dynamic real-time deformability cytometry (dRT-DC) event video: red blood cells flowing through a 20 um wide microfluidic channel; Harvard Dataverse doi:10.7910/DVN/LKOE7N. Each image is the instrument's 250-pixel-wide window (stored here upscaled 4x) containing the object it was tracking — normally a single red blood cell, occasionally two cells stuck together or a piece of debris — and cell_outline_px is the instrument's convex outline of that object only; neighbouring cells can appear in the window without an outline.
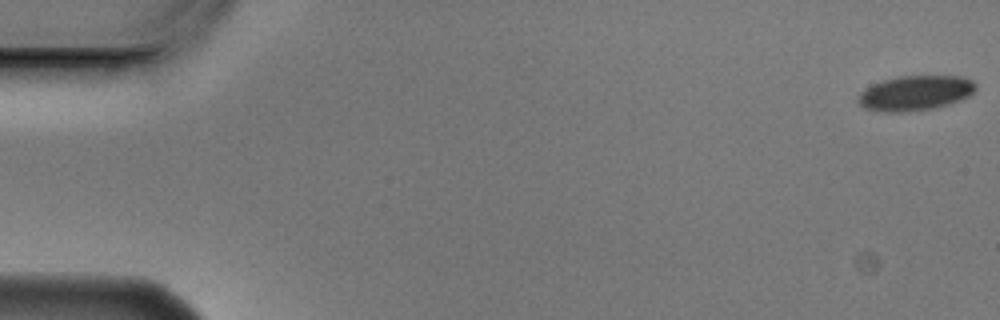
{"species": "Egyptian fruit bat (a non-hibernating species)", "species_latin": "Rousettus aegyptiacus", "temperature_condition": "cold", "stored_images_in_passage": 6, "camera_frame_rate_fps": 3000, "um_per_image_px": 0.085, "animal": {"sex": "male"}, "frame": {"image": 1, "passage_image": 1, "time_ms": 0.0, "image_size_px": [1000, 320], "cell_outline_px": [[976, 88], [968, 96], [960, 100], [932, 108], [900, 112], [880, 112], [864, 108], [856, 100], [860, 92], [864, 88], [872, 84], [884, 80], [900, 76], [964, 76], [972, 80], [976, 84]], "centroid_in_image_um": [77.76, 7.9], "position_along_channel_um": 7.2, "area_um2": 23.87}}
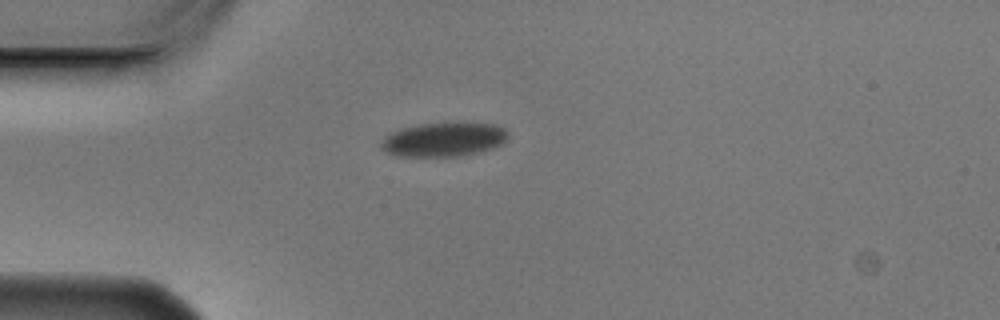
{"frame": {"image": 2, "passage_image": 5, "time_ms": 1.333, "image_size_px": [1000, 320], "cell_outline_px": [[508, 140], [492, 148], [480, 152], [460, 156], [400, 156], [388, 152], [380, 148], [380, 144], [392, 132], [400, 128], [420, 124], [496, 124], [504, 128], [508, 132]], "centroid_in_image_um": [37.75, 11.87], "position_along_channel_um": 47.3, "area_um2": 24.74}}